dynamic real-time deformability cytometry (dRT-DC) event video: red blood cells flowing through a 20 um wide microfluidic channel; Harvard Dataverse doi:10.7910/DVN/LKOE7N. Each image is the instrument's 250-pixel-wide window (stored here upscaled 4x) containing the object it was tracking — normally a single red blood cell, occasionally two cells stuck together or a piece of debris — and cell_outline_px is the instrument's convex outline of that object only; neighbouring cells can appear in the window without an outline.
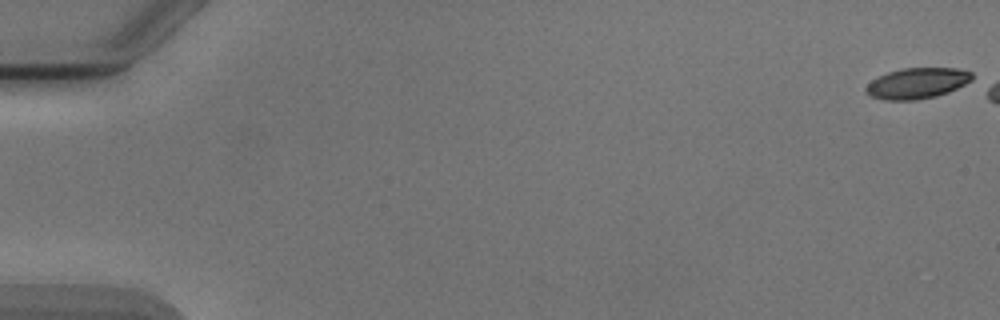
{"species": "Egyptian fruit bat (a non-hibernating species)", "species_latin": "Rousettus aegyptiacus", "temperature_condition": "cold", "stored_images_in_passage": 5, "camera_frame_rate_fps": 3000, "um_per_image_px": 0.085, "animal": {"sex": "male"}, "frame": {"image": 1, "passage_image": 1, "time_ms": 0.0, "image_size_px": [1000, 320], "cell_outline_px": [[972, 80], [948, 92], [936, 96], [916, 100], [884, 100], [872, 96], [864, 88], [872, 80], [888, 72], [904, 68], [956, 68], [972, 72]], "centroid_in_image_um": [77.97, 7.07], "position_along_channel_um": 7.0, "area_um2": 18.79}}